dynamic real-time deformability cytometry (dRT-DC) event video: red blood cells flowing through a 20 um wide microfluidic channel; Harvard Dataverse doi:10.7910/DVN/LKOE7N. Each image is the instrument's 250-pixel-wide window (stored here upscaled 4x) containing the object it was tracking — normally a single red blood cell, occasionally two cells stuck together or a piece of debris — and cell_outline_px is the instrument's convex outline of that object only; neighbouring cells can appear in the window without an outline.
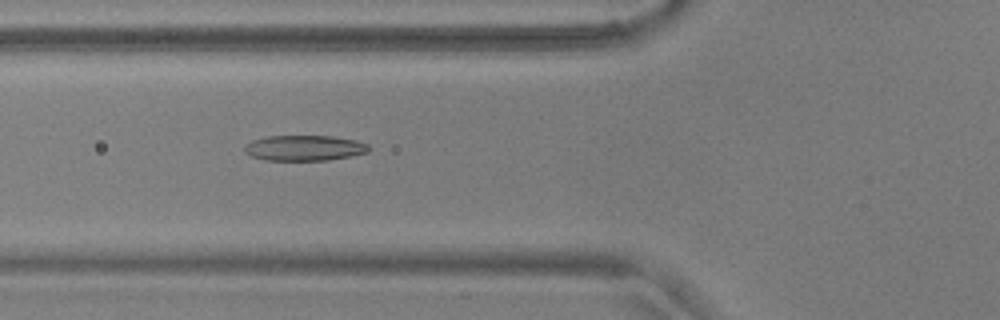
{"species": "common noctule bat (a hibernating species)", "species_latin": "Nyctalus noctula", "temperature_condition": "warm", "stored_images_in_passage": 55, "camera_frame_rate_fps": 3000, "um_per_image_px": 0.085, "animal": {"sex": "male", "body_mass_g": 17.9, "forearm_length_mm": 54.2}, "frame": {"image": 1, "passage_image": 21, "time_ms": 6.667, "image_size_px": [1000, 320], "cell_outline_px": [[368, 152], [352, 156], [328, 160], [264, 160], [252, 156], [244, 152], [244, 144], [252, 140], [268, 136], [332, 136], [356, 140], [368, 144]], "centroid_in_image_um": [25.85, 12.58], "position_along_channel_um": 100.0, "area_um2": 18.5}}
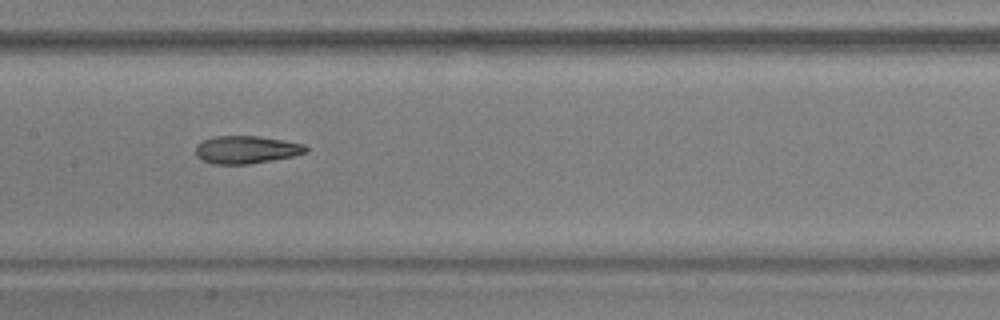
{"frame": {"image": 2, "passage_image": 28, "time_ms": 9.0, "image_size_px": [1000, 320], "cell_outline_px": [[308, 152], [292, 156], [272, 160], [248, 164], [212, 164], [196, 156], [196, 144], [212, 136], [260, 136], [284, 140], [304, 144], [308, 148]], "centroid_in_image_um": [20.94, 12.71], "position_along_channel_um": 186.5, "area_um2": 17.86}}
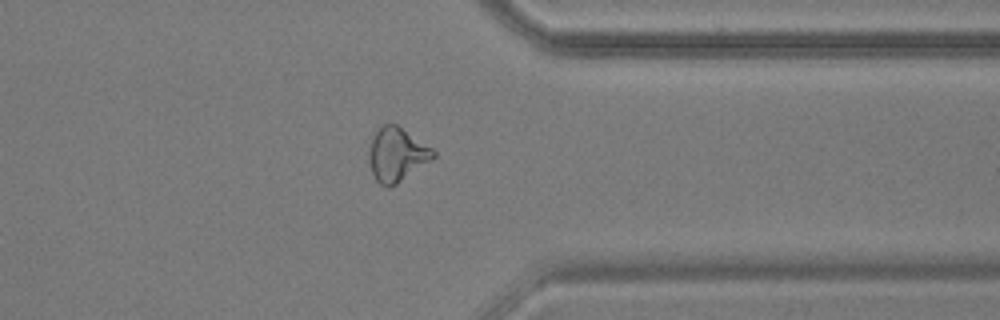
{"frame": {"image": 3, "passage_image": 44, "time_ms": 14.333, "image_size_px": [1000, 320], "cell_outline_px": [[436, 156], [432, 160], [396, 184], [388, 188], [380, 184], [376, 180], [372, 172], [368, 156], [368, 152], [372, 136], [384, 124], [396, 124], [432, 148], [436, 152]], "centroid_in_image_um": [33.72, 13.15], "position_along_channel_um": 377.7, "area_um2": 20.0}, "authors_computed_cell_mechanics": {"area_um2": 19.074, "velocity_mm_per_s": 3.6856, "shape_relaxation_time_tau1_ms": null, "shape_relaxation_time_tau2_ms": 2.7246, "deformation_change_tau1": null, "deformation_change_tau2": 0.1192}}